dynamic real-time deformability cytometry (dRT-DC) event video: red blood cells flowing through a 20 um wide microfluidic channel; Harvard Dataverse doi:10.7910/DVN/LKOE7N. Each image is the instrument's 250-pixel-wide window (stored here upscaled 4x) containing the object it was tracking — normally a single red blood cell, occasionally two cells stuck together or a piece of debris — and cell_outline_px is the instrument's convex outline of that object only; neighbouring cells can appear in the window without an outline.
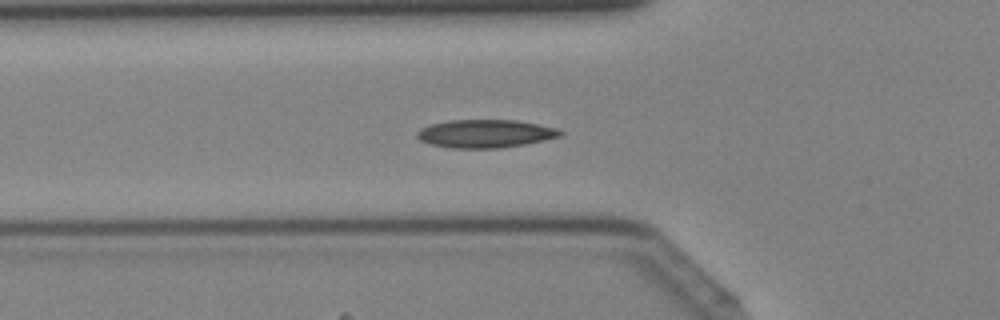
{"species": "Egyptian fruit bat (a non-hibernating species)", "species_latin": "Rousettus aegyptiacus", "temperature_condition": "cold", "stored_images_in_passage": 42, "camera_frame_rate_fps": 3000, "um_per_image_px": 0.085, "animal": {"sex": "female"}, "frame": {"image": 1, "passage_image": 14, "time_ms": 4.333, "image_size_px": [1000, 320], "cell_outline_px": [[564, 132], [560, 136], [544, 140], [524, 144], [500, 148], [452, 148], [432, 144], [420, 140], [416, 136], [416, 132], [420, 128], [428, 124], [448, 120], [516, 120], [560, 128]], "centroid_in_image_um": [41.25, 11.35], "position_along_channel_um": 84.6, "area_um2": 23.58}}
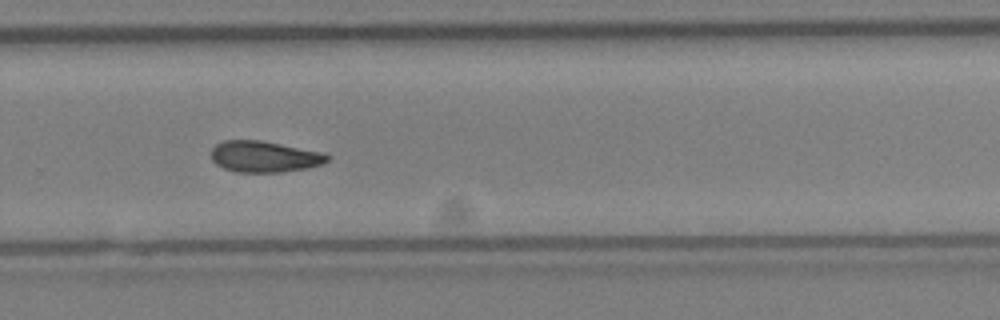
{"frame": {"image": 2, "passage_image": 28, "time_ms": 9.0, "image_size_px": [1000, 320], "cell_outline_px": [[332, 156], [324, 164], [308, 168], [280, 172], [236, 172], [224, 168], [216, 164], [212, 160], [212, 148], [216, 144], [224, 140], [260, 140], [320, 152]], "centroid_in_image_um": [22.47, 13.32], "position_along_channel_um": 307.3, "area_um2": 21.04}}
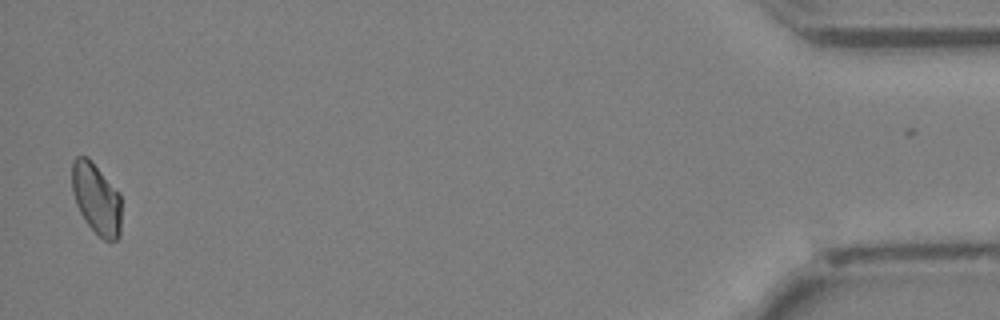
{"frame": {"image": 3, "passage_image": 41, "time_ms": 13.333, "image_size_px": [1000, 320], "cell_outline_px": [[120, 236], [116, 240], [104, 240], [88, 224], [80, 212], [76, 204], [72, 192], [72, 160], [76, 156], [84, 156], [120, 192]], "centroid_in_image_um": [8.18, 16.91], "position_along_channel_um": 427.0, "area_um2": 20.0}}